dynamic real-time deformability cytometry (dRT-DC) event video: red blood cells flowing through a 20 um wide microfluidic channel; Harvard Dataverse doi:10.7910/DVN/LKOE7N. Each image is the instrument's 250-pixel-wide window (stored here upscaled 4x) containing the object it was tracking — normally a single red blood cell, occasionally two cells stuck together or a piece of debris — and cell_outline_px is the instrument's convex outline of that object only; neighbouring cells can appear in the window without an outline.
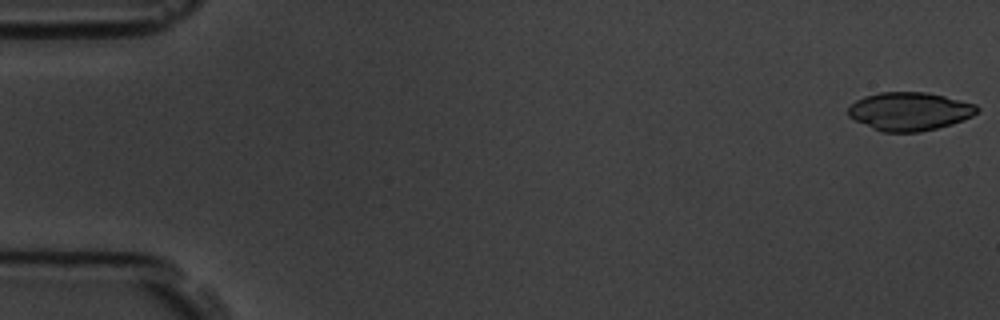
{"species": "common noctule bat (a hibernating species)", "species_latin": "Nyctalus noctula", "temperature_condition": "room temperature", "stored_images_in_passage": 6, "camera_frame_rate_fps": 3000, "um_per_image_px": 0.085, "animal": {"sex": "male", "body_mass_g": 19.5, "forearm_length_mm": 54.6}, "frame": {"image": 1, "passage_image": 1, "time_ms": 0.0, "image_size_px": [1000, 320], "cell_outline_px": [[980, 112], [964, 120], [952, 124], [920, 132], [880, 132], [848, 116], [848, 108], [856, 100], [864, 96], [880, 92], [924, 92], [944, 96], [976, 104], [980, 108]], "centroid_in_image_um": [77.34, 9.47], "position_along_channel_um": 7.7, "area_um2": 28.84}}